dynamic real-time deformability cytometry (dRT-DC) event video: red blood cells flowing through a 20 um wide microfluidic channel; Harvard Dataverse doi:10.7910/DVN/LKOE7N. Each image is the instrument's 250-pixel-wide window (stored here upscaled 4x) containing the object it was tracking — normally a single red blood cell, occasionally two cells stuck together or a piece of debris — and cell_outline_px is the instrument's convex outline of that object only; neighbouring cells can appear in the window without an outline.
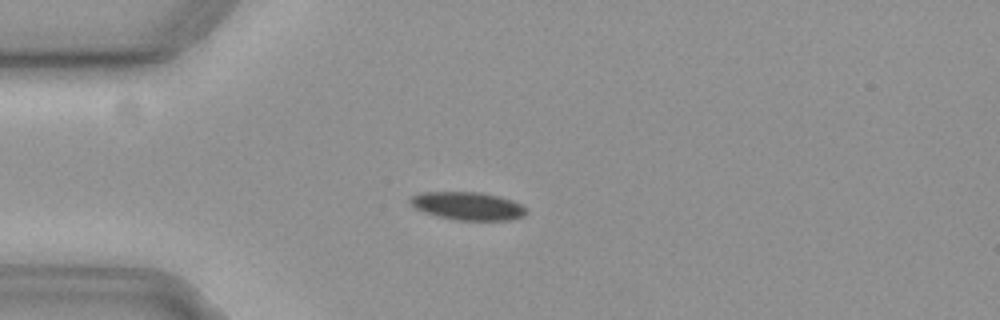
{"species": "common noctule bat (a hibernating species)", "species_latin": "Nyctalus noctula", "temperature_condition": "cold", "stored_images_in_passage": 52, "camera_frame_rate_fps": 3000, "um_per_image_px": 0.085, "animal": {"sex": "female", "body_mass_g": 19.3, "forearm_length_mm": 54.1}, "frame": {"image": 1, "passage_image": 15, "time_ms": 4.667, "image_size_px": [1000, 320], "cell_outline_px": [[528, 212], [524, 216], [512, 220], [456, 220], [436, 216], [424, 212], [416, 208], [408, 200], [412, 196], [420, 192], [480, 192], [500, 196], [512, 200], [528, 208]], "centroid_in_image_um": [39.8, 17.51], "position_along_channel_um": 45.2, "area_um2": 19.13}}
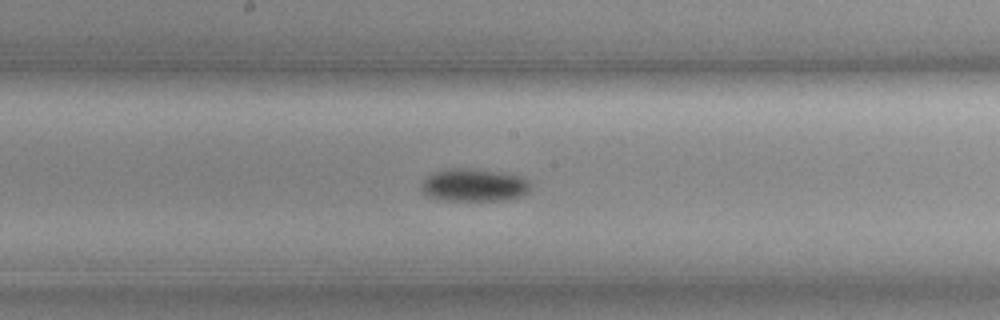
{"frame": {"image": 2, "passage_image": 30, "time_ms": 9.667, "image_size_px": [1000, 320], "cell_outline_px": [[532, 188], [528, 192], [520, 196], [508, 200], [444, 200], [428, 196], [420, 188], [420, 180], [432, 172], [448, 168], [468, 168], [500, 172], [520, 176], [528, 180], [532, 184]], "centroid_in_image_um": [40.27, 15.72], "position_along_channel_um": 207.9, "area_um2": 21.15}}
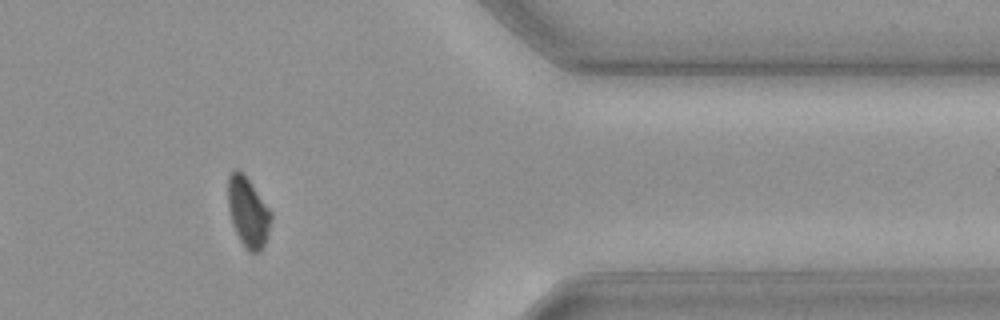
{"frame": {"image": 3, "passage_image": 47, "time_ms": 15.333, "image_size_px": [1000, 320], "cell_outline_px": [[272, 220], [268, 236], [260, 252], [248, 252], [244, 248], [232, 224], [228, 208], [228, 176], [236, 168], [248, 180], [272, 212]], "centroid_in_image_um": [21.09, 18.08], "position_along_channel_um": 390.3, "area_um2": 17.46}}